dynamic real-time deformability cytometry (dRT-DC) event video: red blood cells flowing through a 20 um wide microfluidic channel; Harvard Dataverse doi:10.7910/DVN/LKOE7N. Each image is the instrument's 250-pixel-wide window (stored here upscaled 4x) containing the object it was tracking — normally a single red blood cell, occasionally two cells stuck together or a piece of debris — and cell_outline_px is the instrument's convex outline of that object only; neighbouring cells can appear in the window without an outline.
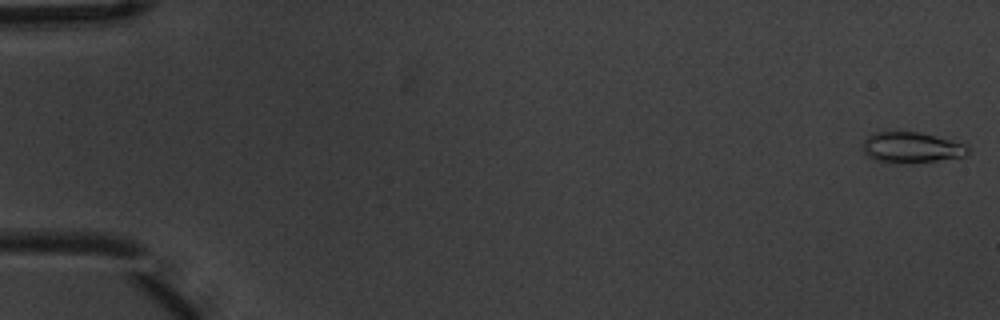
{"species": "common noctule bat (a hibernating species)", "species_latin": "Nyctalus noctula", "temperature_condition": "warm", "stored_images_in_passage": 5, "camera_frame_rate_fps": 3000, "um_per_image_px": 0.085, "animal": {"sex": "male", "body_mass_g": 20.1, "forearm_length_mm": 53.5}, "frame": {"image": 1, "passage_image": 1, "time_ms": 0.0, "image_size_px": [1000, 320], "cell_outline_px": [[968, 152], [964, 156], [908, 164], [888, 164], [876, 160], [868, 156], [864, 152], [864, 140], [872, 132], [920, 132], [964, 144], [968, 148]], "centroid_in_image_um": [77.42, 12.56], "position_along_channel_um": 7.6, "area_um2": 18.79}}